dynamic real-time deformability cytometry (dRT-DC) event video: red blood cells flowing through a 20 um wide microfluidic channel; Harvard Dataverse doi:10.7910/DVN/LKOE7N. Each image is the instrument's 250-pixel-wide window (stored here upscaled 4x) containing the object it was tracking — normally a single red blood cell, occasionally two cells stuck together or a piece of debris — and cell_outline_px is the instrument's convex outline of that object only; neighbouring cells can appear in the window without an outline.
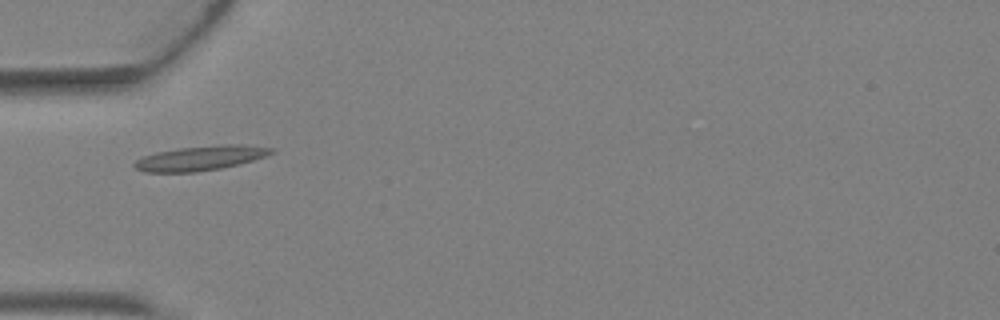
{"species": "Egyptian fruit bat (a non-hibernating species)", "species_latin": "Rousettus aegyptiacus", "temperature_condition": "warm", "stored_images_in_passage": 5, "camera_frame_rate_fps": 3000, "um_per_image_px": 0.085, "animal": {"sex": "female"}, "frame": {"image": 1, "passage_image": 4, "time_ms": 1.0, "image_size_px": [1000, 320], "cell_outline_px": [[276, 152], [252, 160], [220, 168], [196, 172], [144, 172], [136, 168], [132, 164], [136, 160], [144, 156], [156, 152], [180, 148], [220, 144], [240, 144], [276, 148]], "centroid_in_image_um": [17.05, 13.43], "position_along_channel_um": 68.0, "area_um2": 19.54}}
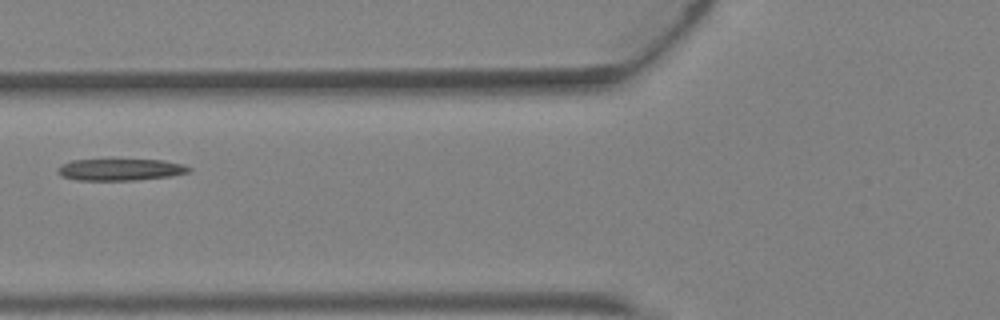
{"frame": {"image": 2, "passage_image": 5, "time_ms": 1.333, "image_size_px": [1000, 320], "cell_outline_px": [[192, 168], [188, 172], [172, 176], [136, 180], [76, 180], [60, 176], [56, 172], [56, 168], [60, 164], [72, 160], [164, 160], [184, 164]], "centroid_in_image_um": [10.19, 14.42], "position_along_channel_um": 115.6, "area_um2": 16.76}}